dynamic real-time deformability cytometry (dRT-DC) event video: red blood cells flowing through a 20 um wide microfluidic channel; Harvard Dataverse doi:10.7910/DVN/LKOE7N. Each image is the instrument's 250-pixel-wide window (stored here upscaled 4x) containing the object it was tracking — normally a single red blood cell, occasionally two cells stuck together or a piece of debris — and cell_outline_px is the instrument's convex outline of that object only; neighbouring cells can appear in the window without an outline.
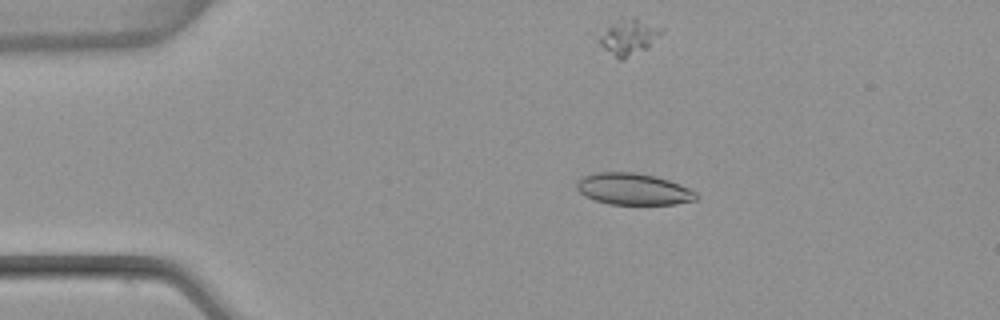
{"species": "common noctule bat (a hibernating species)", "species_latin": "Nyctalus noctula", "temperature_condition": "warm", "stored_images_in_passage": 54, "segment_of_instrument_passage": [1, 2], "camera_frame_rate_fps": 3000, "um_per_image_px": 0.085, "animal": {"sex": "female", "body_mass_g": 22.7, "forearm_length_mm": 54.2}, "frame": {"image": 1, "passage_image": 10, "time_ms": 3.0, "image_size_px": [1000, 320], "cell_outline_px": [[696, 200], [676, 204], [608, 204], [584, 196], [576, 188], [576, 180], [584, 176], [596, 172], [636, 172], [656, 176], [680, 184], [696, 192]], "centroid_in_image_um": [53.8, 16.06], "position_along_channel_um": 31.2, "area_um2": 22.02}}
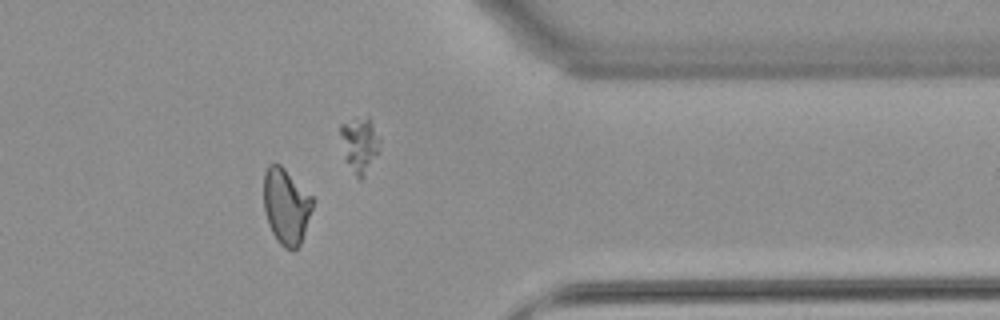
{"frame": {"image": 2, "passage_image": 43, "time_ms": 14.0, "image_size_px": [1000, 320], "cell_outline_px": [[312, 208], [300, 244], [296, 248], [284, 248], [276, 240], [268, 224], [264, 212], [264, 172], [268, 164], [280, 164], [312, 196]], "centroid_in_image_um": [24.29, 17.51], "position_along_channel_um": 387.1, "area_um2": 21.33}}